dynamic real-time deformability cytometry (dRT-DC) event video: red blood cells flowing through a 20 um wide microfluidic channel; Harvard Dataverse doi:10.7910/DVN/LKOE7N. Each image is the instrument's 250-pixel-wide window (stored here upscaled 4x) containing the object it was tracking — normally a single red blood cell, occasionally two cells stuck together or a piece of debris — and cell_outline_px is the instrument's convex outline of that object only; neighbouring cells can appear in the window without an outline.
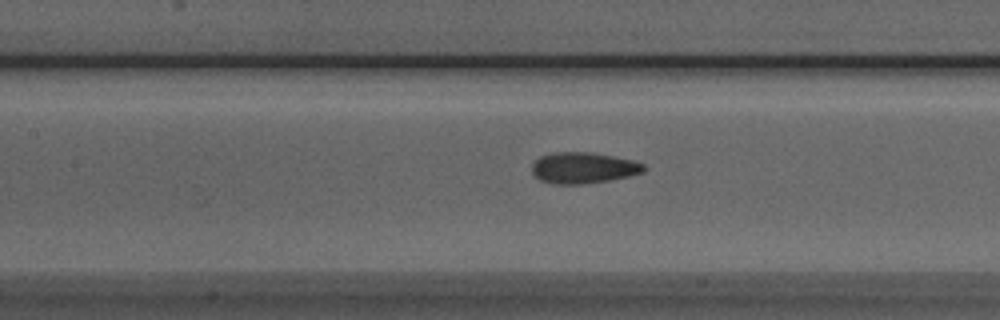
{"species": "Egyptian fruit bat (a non-hibernating species)", "species_latin": "Rousettus aegyptiacus", "temperature_condition": "room temperature", "stored_images_in_passage": 17, "camera_frame_rate_fps": 3000, "um_per_image_px": 0.085, "animal": {"sex": "male"}, "frame": {"image": 1, "passage_image": 17, "time_ms": 5.333, "image_size_px": [1000, 320], "cell_outline_px": [[648, 168], [644, 172], [628, 176], [608, 180], [580, 184], [556, 184], [540, 180], [532, 172], [532, 164], [540, 156], [552, 152], [592, 152], [632, 160], [644, 164]], "centroid_in_image_um": [49.59, 14.26], "position_along_channel_um": 157.8, "area_um2": 20.23}}